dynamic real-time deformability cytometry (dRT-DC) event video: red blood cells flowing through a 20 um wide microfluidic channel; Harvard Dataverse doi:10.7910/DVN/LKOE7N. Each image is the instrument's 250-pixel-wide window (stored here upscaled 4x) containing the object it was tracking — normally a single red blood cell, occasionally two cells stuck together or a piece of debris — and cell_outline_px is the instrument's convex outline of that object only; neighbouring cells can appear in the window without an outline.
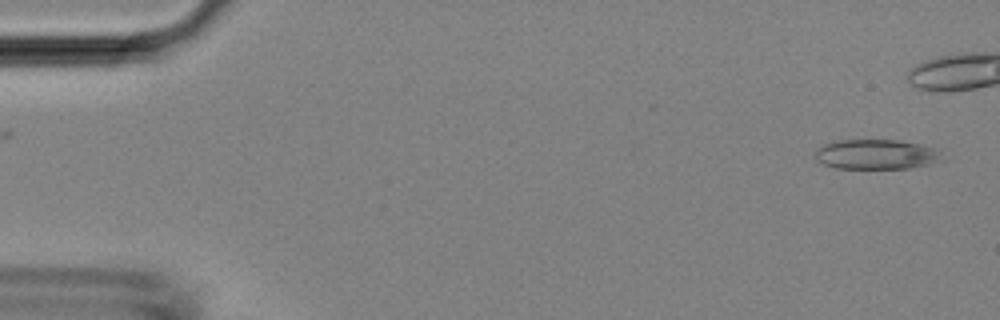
{"species": "Egyptian fruit bat (a non-hibernating species)", "species_latin": "Rousettus aegyptiacus", "temperature_condition": "room temperature", "stored_images_in_passage": 36, "camera_frame_rate_fps": 3000, "um_per_image_px": 0.085, "animal": {"sex": "female"}, "frame": {"image": 1, "passage_image": 1, "time_ms": 0.0, "image_size_px": [1000, 320], "cell_outline_px": [[948, 160], [908, 168], [836, 168], [824, 164], [816, 160], [812, 152], [816, 148], [832, 140], [900, 140], [944, 148]], "centroid_in_image_um": [74.6, 13.1], "position_along_channel_um": 10.4, "area_um2": 23.06}}
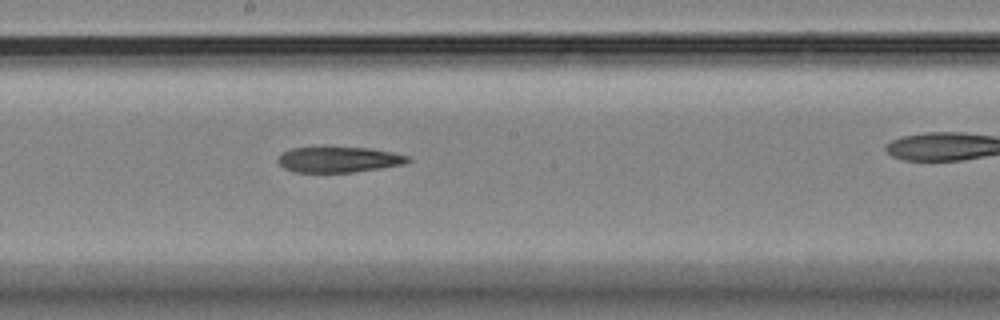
{"frame": {"image": 2, "passage_image": 24, "time_ms": 7.667, "image_size_px": [1000, 320], "cell_outline_px": [[412, 160], [404, 164], [384, 168], [352, 172], [292, 172], [284, 168], [276, 160], [284, 152], [292, 148], [324, 144], [368, 148], [392, 152], [408, 156]], "centroid_in_image_um": [28.77, 13.52], "position_along_channel_um": 219.4, "area_um2": 20.29}}
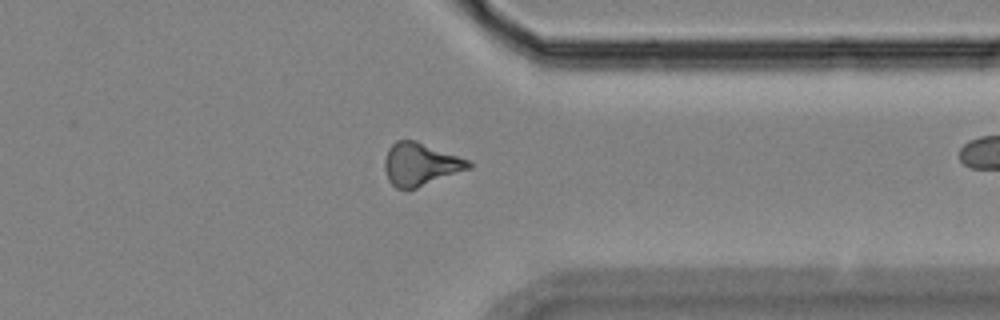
{"frame": {"image": 3, "passage_image": 35, "time_ms": 11.333, "image_size_px": [1000, 320], "cell_outline_px": [[472, 168], [408, 192], [396, 188], [388, 180], [384, 168], [384, 160], [388, 148], [396, 140], [416, 140], [468, 160], [472, 164]], "centroid_in_image_um": [35.71, 14.0], "position_along_channel_um": 375.7, "area_um2": 21.33}}